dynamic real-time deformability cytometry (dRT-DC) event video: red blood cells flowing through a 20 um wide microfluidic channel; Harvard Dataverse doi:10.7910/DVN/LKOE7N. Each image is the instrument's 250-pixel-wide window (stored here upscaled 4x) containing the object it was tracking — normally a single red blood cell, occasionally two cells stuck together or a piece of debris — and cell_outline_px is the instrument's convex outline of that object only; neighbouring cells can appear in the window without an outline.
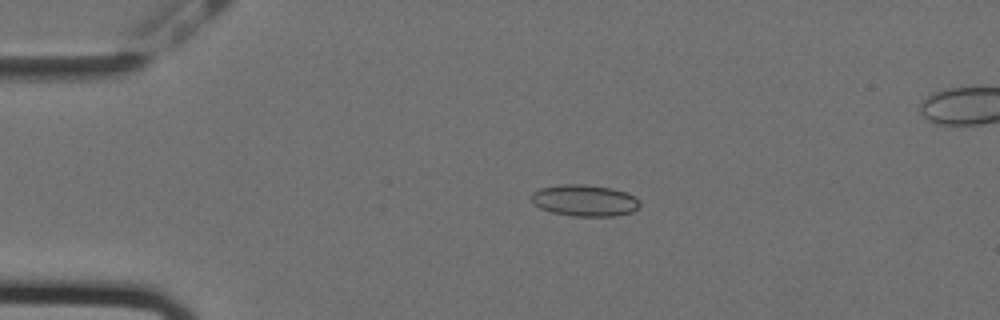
{"species": "Egyptian fruit bat (a non-hibernating species)", "species_latin": "Rousettus aegyptiacus", "temperature_condition": "cold", "stored_images_in_passage": 43, "camera_frame_rate_fps": 3000, "um_per_image_px": 0.085, "animal": {"sex": "female"}, "frame": {"image": 1, "passage_image": 7, "time_ms": 2.0, "image_size_px": [1000, 320], "cell_outline_px": [[640, 204], [636, 208], [628, 212], [608, 216], [584, 216], [556, 212], [544, 208], [536, 204], [532, 196], [536, 192], [544, 188], [608, 188], [624, 192], [632, 196]], "centroid_in_image_um": [49.78, 17.11], "position_along_channel_um": 35.2, "area_um2": 17.4}}
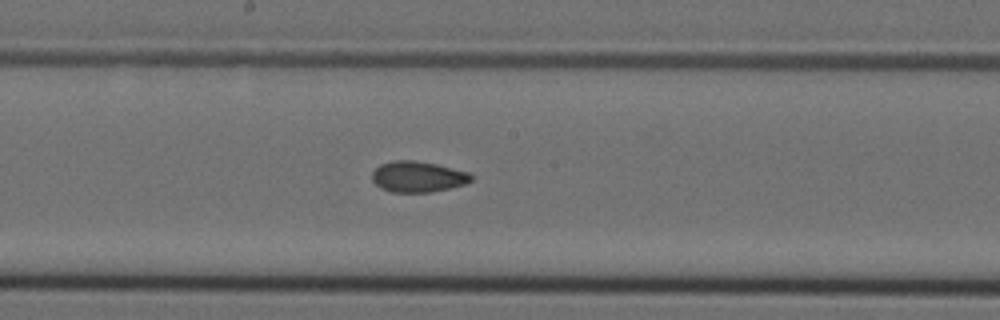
{"frame": {"image": 2, "passage_image": 25, "time_ms": 8.0, "image_size_px": [1000, 320], "cell_outline_px": [[472, 180], [448, 188], [424, 192], [396, 192], [384, 188], [376, 184], [372, 180], [372, 172], [380, 164], [400, 160], [404, 160], [432, 164], [464, 172], [472, 176]], "centroid_in_image_um": [35.43, 15.03], "position_along_channel_um": 212.8, "area_um2": 16.76}}
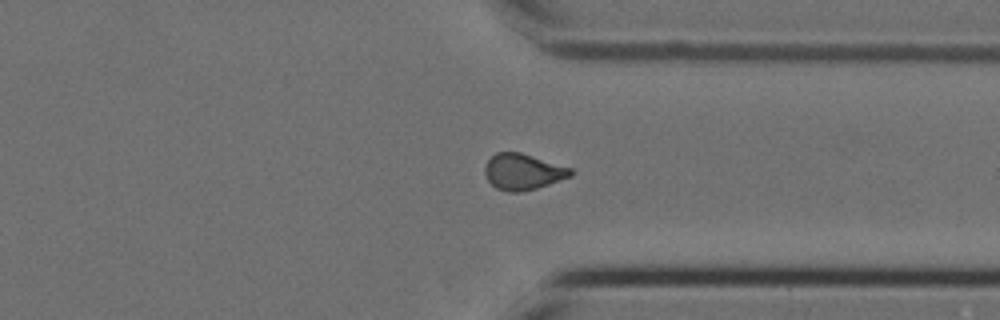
{"frame": {"image": 3, "passage_image": 38, "time_ms": 12.333, "image_size_px": [1000, 320], "cell_outline_px": [[572, 172], [568, 176], [532, 188], [516, 192], [512, 192], [496, 188], [488, 180], [488, 160], [496, 152], [520, 152], [572, 168]], "centroid_in_image_um": [44.44, 14.57], "position_along_channel_um": 367.0, "area_um2": 16.99}, "authors_computed_cell_mechanics": {"area_um2": 16.762, "velocity_mm_per_s": 3.5807, "shape_relaxation_time_tau1_ms": null, "shape_relaxation_time_tau2_ms": 2.368, "deformation_change_tau1": null, "deformation_change_tau2": 0.0631}}